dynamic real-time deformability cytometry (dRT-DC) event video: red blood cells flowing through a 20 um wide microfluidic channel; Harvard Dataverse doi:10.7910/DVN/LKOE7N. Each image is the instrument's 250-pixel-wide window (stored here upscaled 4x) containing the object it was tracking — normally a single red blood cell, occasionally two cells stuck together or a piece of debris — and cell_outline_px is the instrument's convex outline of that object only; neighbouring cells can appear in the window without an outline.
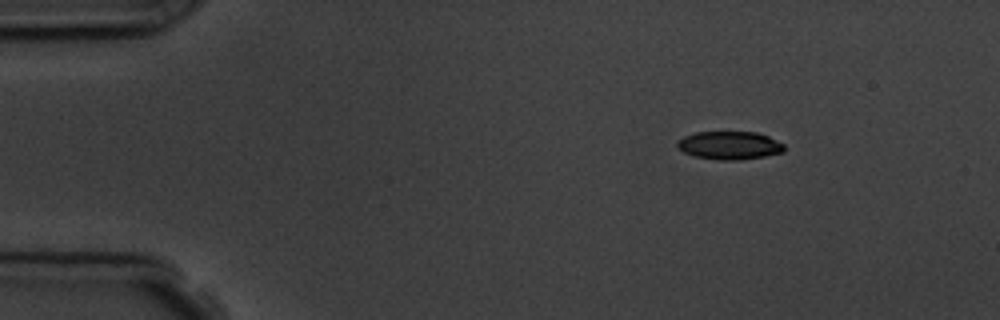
{"species": "common noctule bat (a hibernating species)", "species_latin": "Nyctalus noctula", "temperature_condition": "room temperature", "stored_images_in_passage": 4, "camera_frame_rate_fps": 3000, "um_per_image_px": 0.085, "animal": {"sex": "male", "body_mass_g": 19.5, "forearm_length_mm": 54.6}, "frame": {"image": 1, "passage_image": 1, "time_ms": 0.0, "image_size_px": [1000, 320], "cell_outline_px": [[784, 152], [764, 156], [740, 160], [716, 160], [692, 156], [684, 152], [676, 144], [684, 136], [696, 132], [756, 132], [768, 136], [784, 144]], "centroid_in_image_um": [62.02, 12.36], "position_along_channel_um": 23.0, "area_um2": 17.51}}
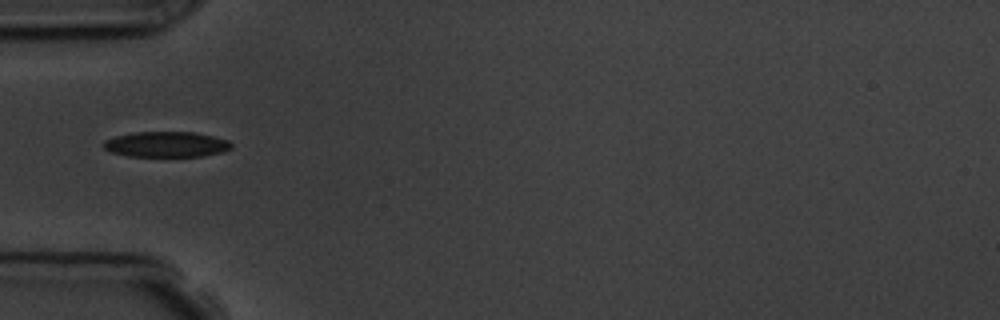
{"frame": {"image": 2, "passage_image": 4, "time_ms": 3.333, "image_size_px": [1000, 320], "cell_outline_px": [[232, 148], [224, 152], [204, 156], [128, 156], [112, 152], [104, 148], [100, 144], [104, 140], [116, 136], [136, 132], [196, 132], [228, 140], [232, 144]], "centroid_in_image_um": [14.15, 12.27], "position_along_channel_um": 70.9, "area_um2": 19.07}}